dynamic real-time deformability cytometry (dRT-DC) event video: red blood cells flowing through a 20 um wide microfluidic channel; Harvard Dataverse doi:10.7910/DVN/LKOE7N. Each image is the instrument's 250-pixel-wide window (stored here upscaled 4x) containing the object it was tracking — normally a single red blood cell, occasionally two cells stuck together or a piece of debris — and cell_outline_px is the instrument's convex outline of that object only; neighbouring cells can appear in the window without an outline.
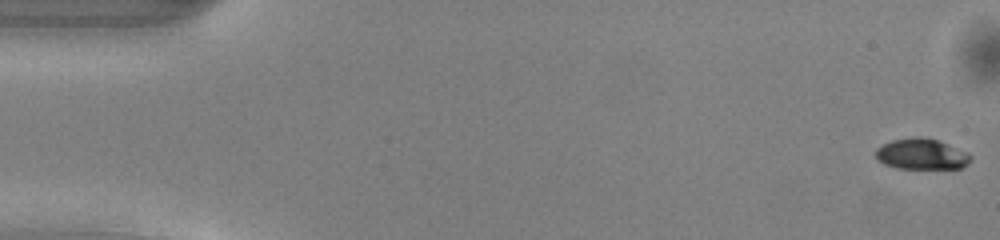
{"species": "common noctule bat (a hibernating species)", "species_latin": "Nyctalus noctula", "temperature_condition": "warm", "stored_images_in_passage": 50, "camera_frame_rate_fps": 3000, "um_per_image_px": 0.085, "animal": {"sex": "male", "body_mass_g": 13.0, "forearm_length_mm": 53.1}, "frame": {"image": 1, "passage_image": 1, "time_ms": 0.0, "image_size_px": [1000, 240], "cell_outline_px": [[972, 156], [968, 164], [960, 168], [896, 168], [884, 164], [876, 160], [876, 148], [892, 140], [916, 136], [920, 136], [936, 140], [948, 144], [968, 152]], "centroid_in_image_um": [78.32, 13.1], "position_along_channel_um": 6.7, "area_um2": 17.05}}
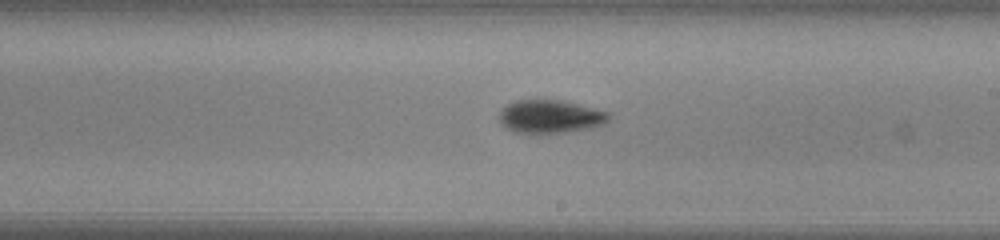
{"frame": {"image": 2, "passage_image": 29, "time_ms": 9.333, "image_size_px": [1000, 240], "cell_outline_px": [[608, 120], [604, 124], [592, 128], [544, 136], [536, 136], [516, 132], [500, 124], [500, 112], [508, 104], [516, 100], [560, 100], [608, 112]], "centroid_in_image_um": [46.74, 9.96], "position_along_channel_um": 242.3, "area_um2": 21.56}}
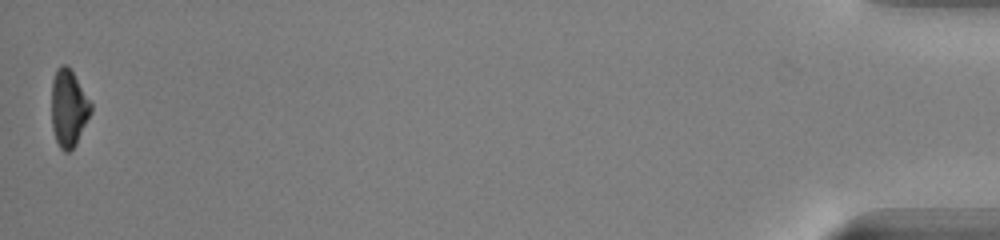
{"frame": {"image": 3, "passage_image": 50, "time_ms": 16.333, "image_size_px": [1000, 240], "cell_outline_px": [[92, 112], [76, 144], [68, 152], [64, 152], [60, 148], [56, 140], [52, 128], [52, 80], [56, 68], [60, 64], [64, 64], [72, 72], [92, 104]], "centroid_in_image_um": [5.83, 9.2], "position_along_channel_um": 429.4, "area_um2": 17.57}, "authors_computed_cell_mechanics": {"area_um2": 18.7272, "velocity_mm_per_s": 4.1153, "shape_relaxation_time_tau1_ms": 2.1482, "shape_relaxation_time_tau2_ms": 4.9342, "deformation_change_tau1": 0.1048, "deformation_change_tau2": 0.0844}}